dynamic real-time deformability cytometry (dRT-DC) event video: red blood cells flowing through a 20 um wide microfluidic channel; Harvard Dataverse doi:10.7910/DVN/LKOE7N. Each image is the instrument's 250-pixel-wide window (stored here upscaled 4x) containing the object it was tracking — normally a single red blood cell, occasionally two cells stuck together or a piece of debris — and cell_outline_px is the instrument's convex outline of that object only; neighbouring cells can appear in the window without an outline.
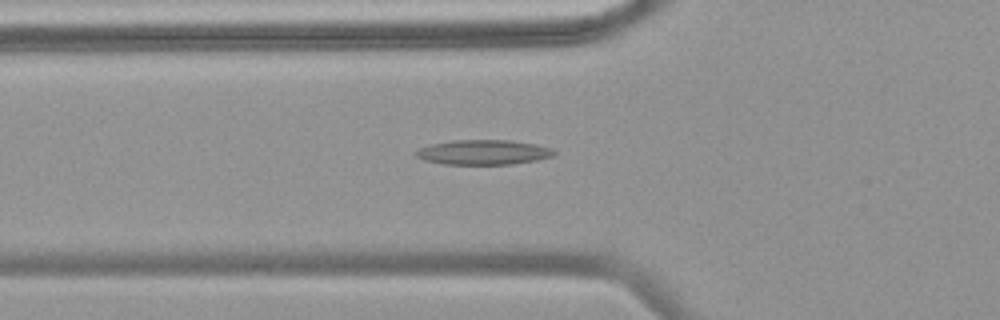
{"species": "common noctule bat (a hibernating species)", "species_latin": "Nyctalus noctula", "temperature_condition": "warm", "stored_images_in_passage": 43, "camera_frame_rate_fps": 3000, "um_per_image_px": 0.085, "animal": {"sex": "female", "body_mass_g": 18.4}, "frame": {"image": 1, "passage_image": 17, "time_ms": 5.333, "image_size_px": [1000, 320], "cell_outline_px": [[556, 152], [552, 156], [536, 160], [512, 164], [444, 164], [424, 160], [416, 156], [412, 152], [420, 148], [432, 144], [452, 140], [508, 140], [536, 144], [552, 148]], "centroid_in_image_um": [41.07, 12.94], "position_along_channel_um": 84.7, "area_um2": 19.94}}
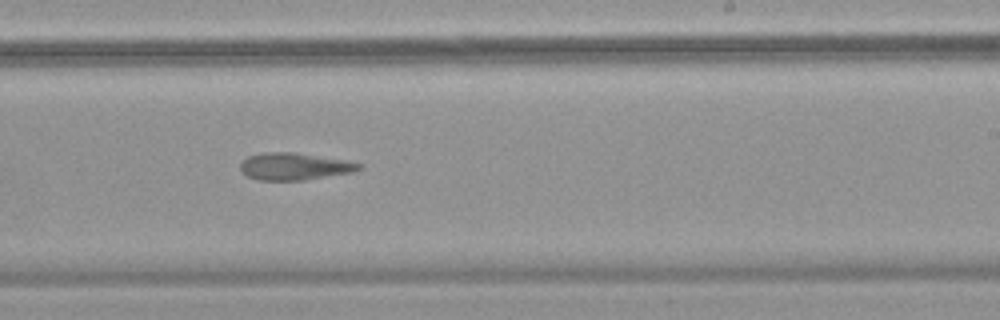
{"frame": {"image": 2, "passage_image": 30, "time_ms": 9.667, "image_size_px": [1000, 320], "cell_outline_px": [[364, 168], [356, 172], [304, 180], [260, 180], [248, 176], [240, 168], [240, 164], [248, 156], [264, 152], [296, 152], [344, 160], [364, 164]], "centroid_in_image_um": [25.1, 14.14], "position_along_channel_um": 263.9, "area_um2": 18.84}}
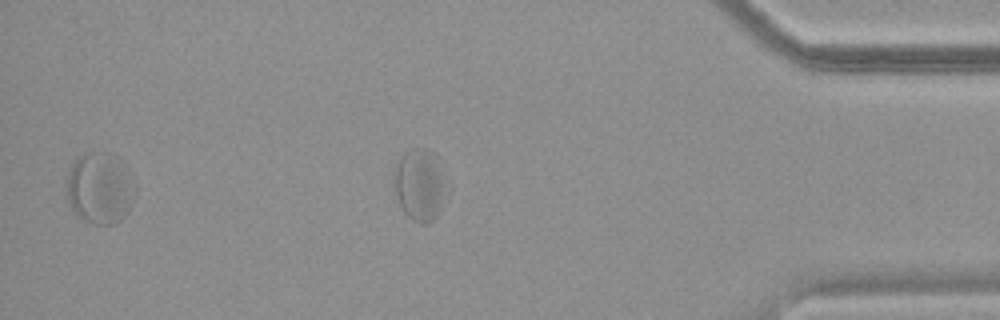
{"frame": {"image": 3, "passage_image": 42, "time_ms": 13.667, "image_size_px": [1000, 320], "cell_outline_px": [[136, 196], [128, 212], [116, 224], [96, 224], [84, 220], [76, 216], [72, 208], [68, 196], [68, 176], [72, 164], [76, 156], [88, 152], [108, 152], [124, 160], [128, 164], [136, 180]], "centroid_in_image_um": [8.59, 15.96], "position_along_channel_um": 426.6, "area_um2": 29.36}}